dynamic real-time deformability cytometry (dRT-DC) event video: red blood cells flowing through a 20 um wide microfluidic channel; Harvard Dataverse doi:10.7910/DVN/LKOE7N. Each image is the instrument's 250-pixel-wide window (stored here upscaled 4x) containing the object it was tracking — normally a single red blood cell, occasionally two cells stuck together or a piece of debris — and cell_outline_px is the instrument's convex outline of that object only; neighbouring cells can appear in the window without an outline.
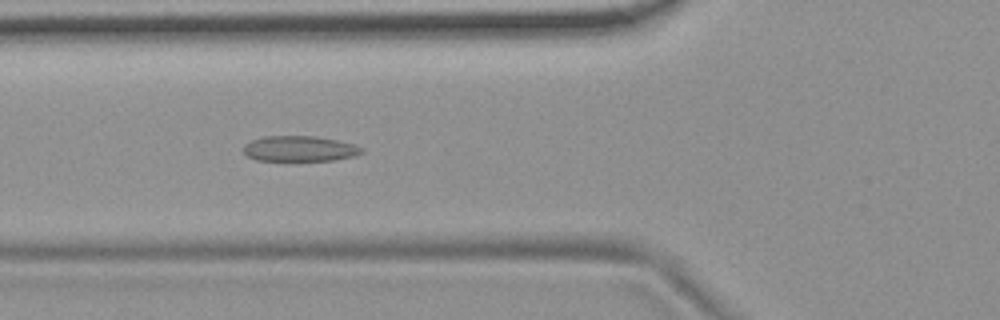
{"species": "common noctule bat (a hibernating species)", "species_latin": "Nyctalus noctula", "temperature_condition": "room temperature", "stored_images_in_passage": 50, "camera_frame_rate_fps": 3000, "um_per_image_px": 0.085, "animal": {"sex": "female", "body_mass_g": 19.9}, "frame": {"image": 1, "passage_image": 19, "time_ms": 6.0, "image_size_px": [1000, 320], "cell_outline_px": [[364, 152], [356, 156], [336, 160], [256, 160], [248, 156], [244, 152], [244, 144], [252, 140], [264, 136], [312, 136], [336, 140], [356, 144], [364, 148]], "centroid_in_image_um": [25.52, 12.64], "position_along_channel_um": 100.3, "area_um2": 17.57}}
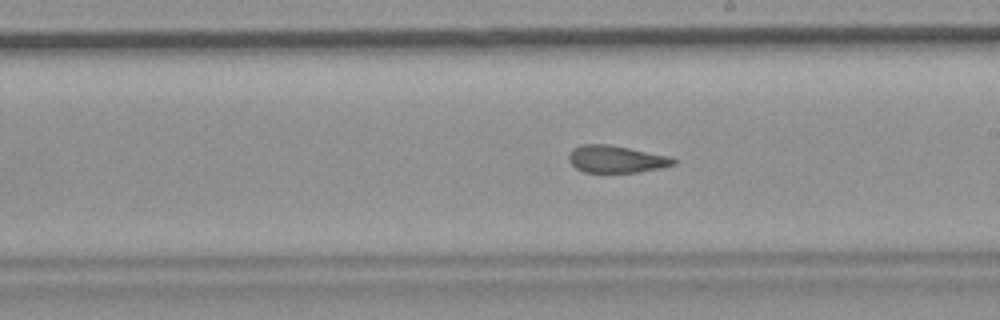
{"frame": {"image": 2, "passage_image": 30, "time_ms": 9.667, "image_size_px": [1000, 320], "cell_outline_px": [[676, 164], [664, 168], [636, 172], [584, 172], [576, 168], [568, 160], [568, 156], [572, 148], [584, 144], [608, 144], [672, 156], [676, 160]], "centroid_in_image_um": [52.41, 13.52], "position_along_channel_um": 236.6, "area_um2": 16.76}}
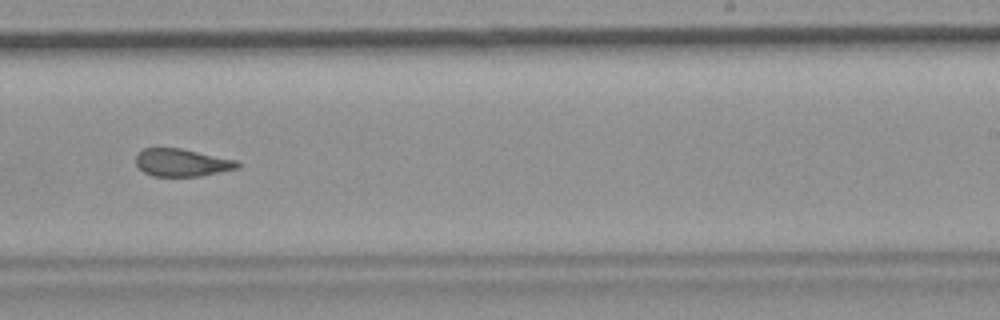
{"frame": {"image": 3, "passage_image": 33, "time_ms": 10.667, "image_size_px": [1000, 320], "cell_outline_px": [[240, 168], [200, 176], [152, 176], [144, 172], [136, 164], [136, 156], [144, 148], [180, 148], [236, 160], [240, 164]], "centroid_in_image_um": [15.47, 13.83], "position_along_channel_um": 273.5, "area_um2": 16.24}, "authors_computed_cell_mechanics": {"area_um2": 18.496, "velocity_mm_per_s": 3.7256, "shape_relaxation_time_tau1_ms": null, "shape_relaxation_time_tau2_ms": 2.6729, "deformation_change_tau1": null, "deformation_change_tau2": 0.1001}}